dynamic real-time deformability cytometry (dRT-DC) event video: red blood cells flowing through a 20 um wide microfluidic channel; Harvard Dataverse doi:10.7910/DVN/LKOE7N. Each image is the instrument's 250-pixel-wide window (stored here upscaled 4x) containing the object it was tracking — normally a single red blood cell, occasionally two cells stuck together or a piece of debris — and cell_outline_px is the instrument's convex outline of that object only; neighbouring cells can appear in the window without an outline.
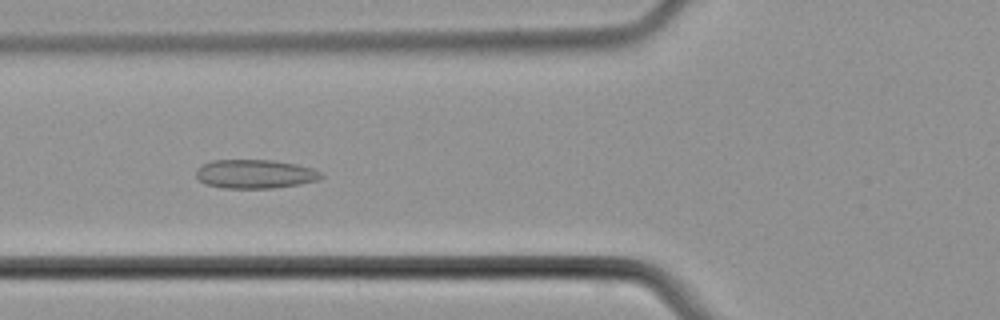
{"species": "common noctule bat (a hibernating species)", "species_latin": "Nyctalus noctula", "temperature_condition": "cold", "stored_images_in_passage": 50, "camera_frame_rate_fps": 3000, "um_per_image_px": 0.085, "animal": {"sex": "male", "body_mass_g": 21.5, "forearm_length_mm": 52.0}, "frame": {"image": 1, "passage_image": 19, "time_ms": 6.0, "image_size_px": [1000, 320], "cell_outline_px": [[324, 176], [320, 180], [272, 188], [224, 188], [204, 184], [196, 176], [196, 168], [212, 160], [272, 160], [296, 164], [312, 168], [320, 172]], "centroid_in_image_um": [21.66, 14.78], "position_along_channel_um": 104.1, "area_um2": 20.98}}
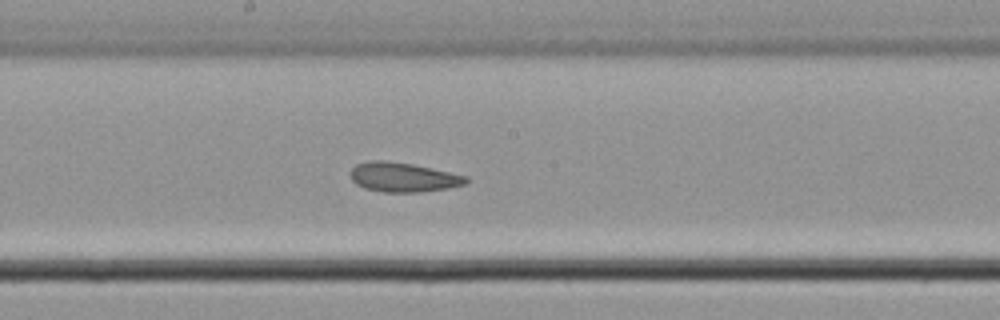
{"frame": {"image": 2, "passage_image": 27, "time_ms": 8.667, "image_size_px": [1000, 320], "cell_outline_px": [[468, 180], [464, 184], [448, 188], [420, 192], [384, 192], [364, 188], [356, 184], [352, 180], [348, 172], [356, 164], [368, 160], [384, 160], [412, 164], [468, 176]], "centroid_in_image_um": [34.22, 15.06], "position_along_channel_um": 214.0, "area_um2": 19.88}}
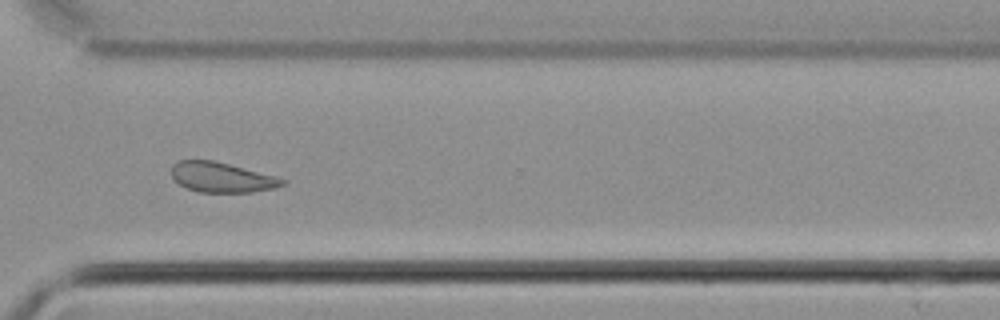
{"frame": {"image": 3, "passage_image": 37, "time_ms": 12.0, "image_size_px": [1000, 320], "cell_outline_px": [[288, 180], [284, 184], [276, 188], [252, 192], [200, 192], [188, 188], [180, 184], [172, 176], [172, 164], [180, 160], [212, 160], [276, 176]], "centroid_in_image_um": [18.88, 15.07], "position_along_channel_um": 351.7, "area_um2": 19.25}}